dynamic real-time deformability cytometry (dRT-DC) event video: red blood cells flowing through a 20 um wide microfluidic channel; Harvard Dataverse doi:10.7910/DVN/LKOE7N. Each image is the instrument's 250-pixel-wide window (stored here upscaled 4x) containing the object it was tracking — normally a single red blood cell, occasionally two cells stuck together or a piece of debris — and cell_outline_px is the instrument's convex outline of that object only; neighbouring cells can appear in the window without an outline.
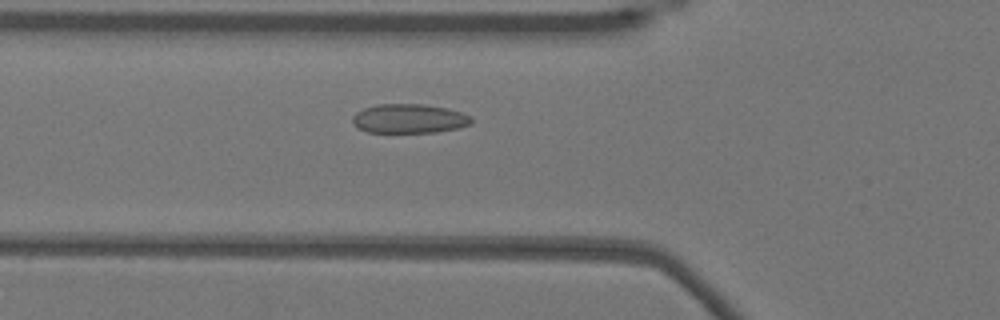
{"species": "Egyptian fruit bat (a non-hibernating species)", "species_latin": "Rousettus aegyptiacus", "temperature_condition": "warm", "stored_images_in_passage": 50, "camera_frame_rate_fps": 3000, "um_per_image_px": 0.085, "animal": {"sex": "female"}, "frame": {"image": 1, "passage_image": 16, "time_ms": 5.0, "image_size_px": [1000, 320], "cell_outline_px": [[472, 124], [460, 128], [436, 132], [368, 132], [360, 128], [352, 120], [352, 116], [356, 112], [364, 108], [376, 104], [424, 104], [448, 108], [472, 116]], "centroid_in_image_um": [34.82, 10.07], "position_along_channel_um": 91.0, "area_um2": 20.29}}
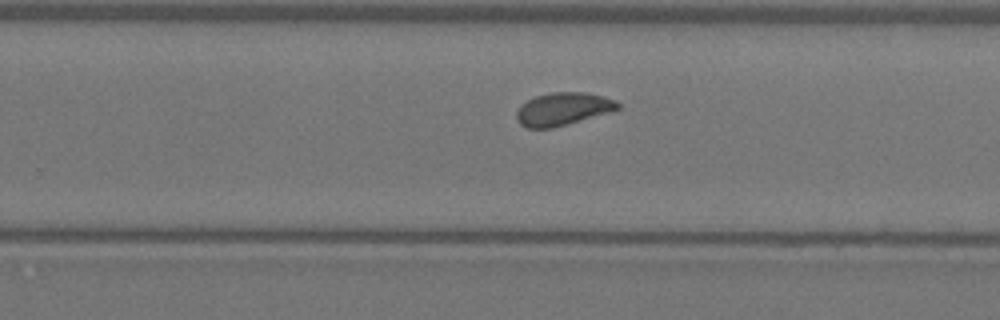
{"frame": {"image": 2, "passage_image": 31, "time_ms": 10.0, "image_size_px": [1000, 320], "cell_outline_px": [[620, 108], [608, 112], [552, 128], [528, 128], [520, 124], [516, 120], [516, 112], [520, 104], [536, 96], [548, 92], [584, 92], [604, 96], [616, 100], [620, 104]], "centroid_in_image_um": [47.81, 9.25], "position_along_channel_um": 282.0, "area_um2": 19.31}}
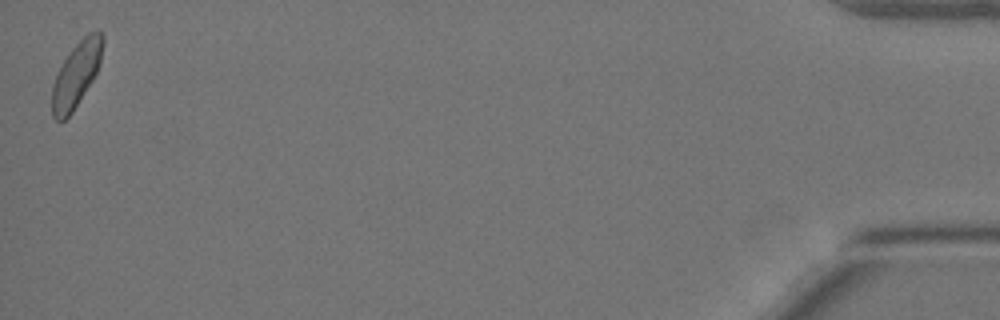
{"frame": {"image": 3, "passage_image": 50, "time_ms": 16.333, "image_size_px": [1000, 320], "cell_outline_px": [[104, 40], [100, 64], [92, 80], [72, 112], [64, 120], [56, 120], [52, 116], [52, 84], [68, 52], [88, 32], [104, 32]], "centroid_in_image_um": [6.49, 6.31], "position_along_channel_um": 428.7, "area_um2": 18.96}, "authors_computed_cell_mechanics": {"area_um2": 19.5364, "velocity_mm_per_s": 3.8289, "shape_relaxation_time_tau1_ms": 4.5115, "shape_relaxation_time_tau2_ms": 0.9712, "deformation_change_tau1": 0.0932, "deformation_change_tau2": 0.0586}}